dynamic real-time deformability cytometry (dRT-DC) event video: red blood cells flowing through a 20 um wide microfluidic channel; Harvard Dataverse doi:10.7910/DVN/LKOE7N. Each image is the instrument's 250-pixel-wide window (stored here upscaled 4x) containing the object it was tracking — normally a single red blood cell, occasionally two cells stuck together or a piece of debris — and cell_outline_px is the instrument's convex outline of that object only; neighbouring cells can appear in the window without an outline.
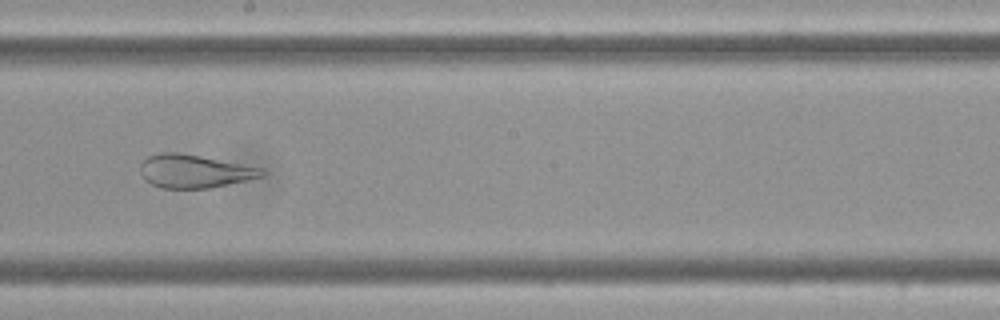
{"species": "Egyptian fruit bat (a non-hibernating species)", "species_latin": "Rousettus aegyptiacus", "temperature_condition": "cold", "stored_images_in_passage": 42, "camera_frame_rate_fps": 3000, "um_per_image_px": 0.085, "frame": {"image": 1, "passage_image": 20, "time_ms": 6.333, "image_size_px": [1000, 320], "cell_outline_px": [[264, 172], [260, 176], [244, 180], [208, 188], [160, 188], [144, 180], [140, 172], [140, 164], [148, 156], [160, 152], [180, 152], [264, 168]], "centroid_in_image_um": [16.45, 14.54], "position_along_channel_um": 231.8, "area_um2": 23.35}}
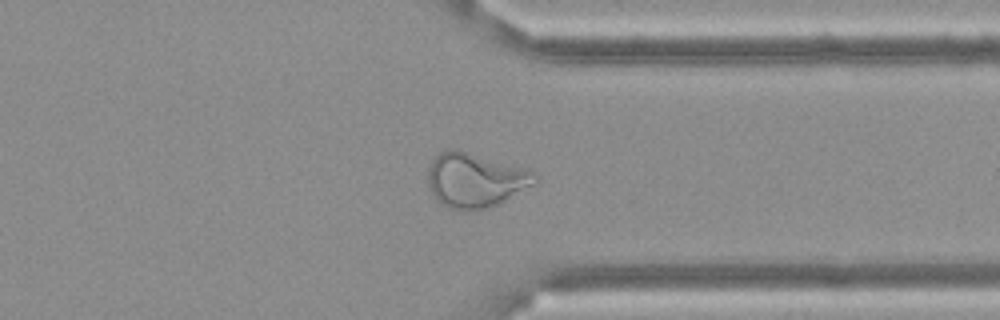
{"frame": {"image": 2, "passage_image": 32, "time_ms": 10.333, "image_size_px": [1000, 320], "cell_outline_px": [[536, 180], [532, 184], [504, 200], [488, 208], [464, 212], [448, 208], [440, 204], [432, 196], [428, 188], [428, 168], [432, 160], [444, 148], [456, 148], [536, 172]], "centroid_in_image_um": [40.29, 15.32], "position_along_channel_um": 371.1, "area_um2": 33.99}}
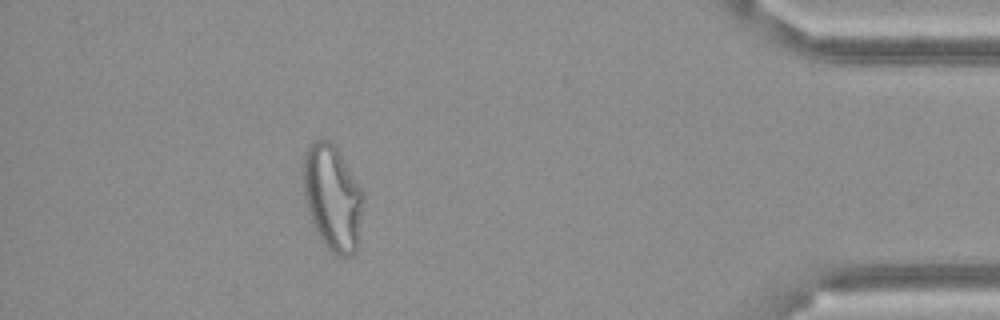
{"frame": {"image": 3, "passage_image": 39, "time_ms": 12.667, "image_size_px": [1000, 320], "cell_outline_px": [[364, 200], [356, 252], [352, 256], [340, 256], [332, 252], [324, 244], [316, 232], [304, 196], [304, 156], [312, 140], [328, 140], [340, 152], [360, 188]], "centroid_in_image_um": [28.27, 16.82], "position_along_channel_um": 406.9, "area_um2": 36.36}}